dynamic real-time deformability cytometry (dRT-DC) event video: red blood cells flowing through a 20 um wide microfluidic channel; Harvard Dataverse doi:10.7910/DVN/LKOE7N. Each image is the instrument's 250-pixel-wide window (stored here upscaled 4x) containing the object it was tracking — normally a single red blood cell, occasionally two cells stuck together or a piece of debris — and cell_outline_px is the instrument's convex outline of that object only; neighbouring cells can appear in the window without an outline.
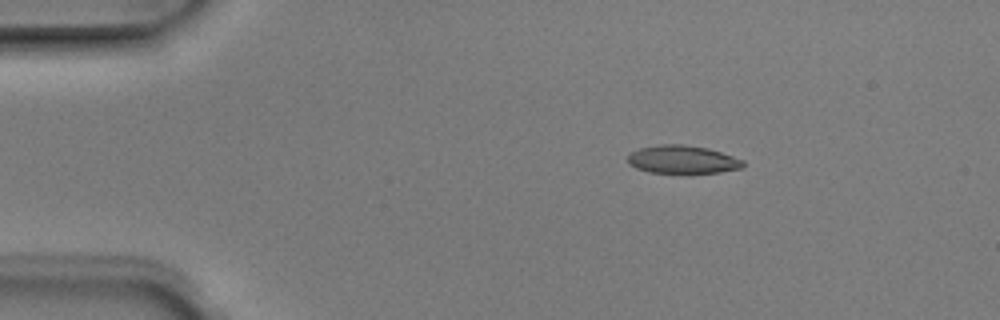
{"species": "Egyptian fruit bat (a non-hibernating species)", "species_latin": "Rousettus aegyptiacus", "temperature_condition": "room temperature", "stored_images_in_passage": 5, "camera_frame_rate_fps": 3000, "um_per_image_px": 0.085, "animal": {"sex": "male"}, "frame": {"image": 1, "passage_image": 3, "time_ms": 0.667, "image_size_px": [1000, 320], "cell_outline_px": [[744, 168], [720, 172], [648, 172], [636, 168], [628, 164], [628, 156], [632, 152], [640, 148], [660, 144], [684, 144], [708, 148], [744, 160]], "centroid_in_image_um": [58.02, 13.55], "position_along_channel_um": 27.0, "area_um2": 18.73}}
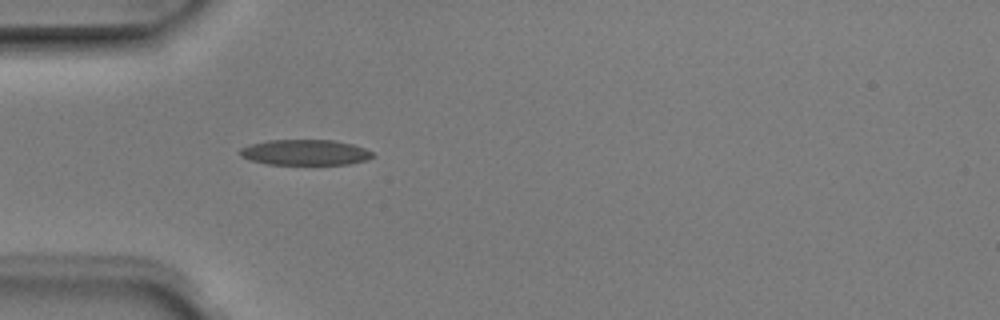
{"frame": {"image": 2, "passage_image": 5, "time_ms": 1.333, "image_size_px": [1000, 320], "cell_outline_px": [[376, 156], [368, 160], [348, 164], [268, 164], [252, 160], [240, 156], [236, 152], [240, 148], [252, 144], [268, 140], [332, 140], [352, 144], [364, 148], [372, 152]], "centroid_in_image_um": [25.94, 12.95], "position_along_channel_um": 59.1, "area_um2": 19.77}}